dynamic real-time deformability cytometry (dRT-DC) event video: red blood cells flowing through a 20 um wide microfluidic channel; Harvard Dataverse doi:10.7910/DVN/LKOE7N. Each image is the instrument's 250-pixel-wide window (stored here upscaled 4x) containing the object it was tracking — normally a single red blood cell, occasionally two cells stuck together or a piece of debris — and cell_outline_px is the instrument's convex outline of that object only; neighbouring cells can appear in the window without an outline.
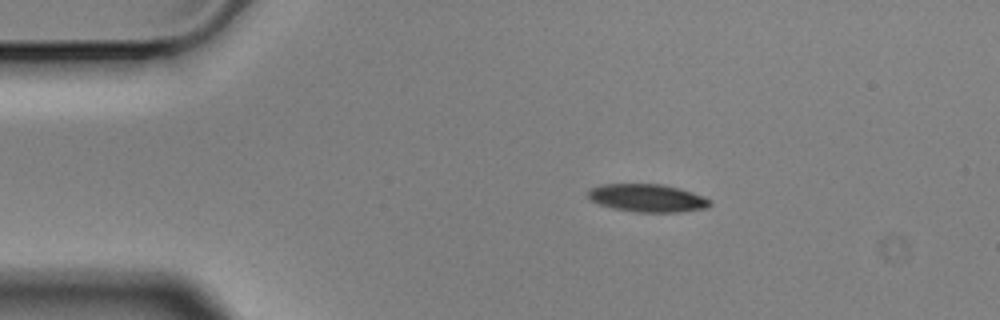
{"species": "Egyptian fruit bat (a non-hibernating species)", "species_latin": "Rousettus aegyptiacus", "temperature_condition": "cold", "stored_images_in_passage": 8, "camera_frame_rate_fps": 3000, "um_per_image_px": 0.085, "animal": {"sex": "male"}, "frame": {"image": 1, "passage_image": 1, "time_ms": 0.0, "image_size_px": [1000, 320], "cell_outline_px": [[712, 204], [708, 208], [680, 212], [636, 212], [612, 208], [600, 204], [592, 200], [588, 196], [588, 188], [600, 184], [664, 184], [680, 188], [704, 196], [712, 200]], "centroid_in_image_um": [55.06, 16.83], "position_along_channel_um": 29.9, "area_um2": 20.06}}
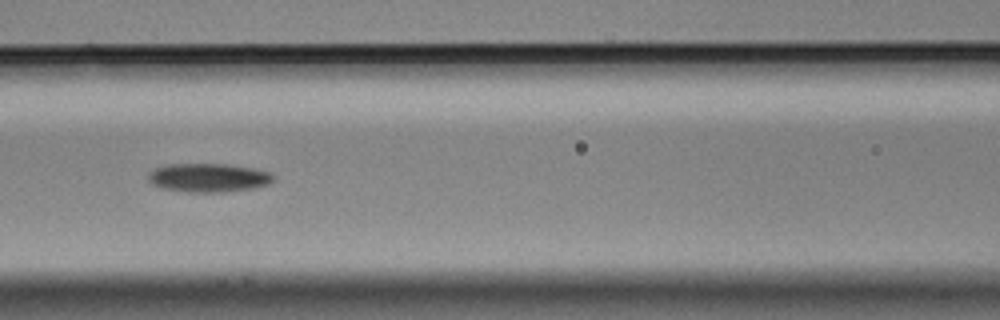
{"frame": {"image": 2, "passage_image": 5, "time_ms": 1.333, "image_size_px": [1000, 320], "cell_outline_px": [[272, 180], [268, 184], [252, 188], [224, 192], [188, 192], [164, 188], [152, 184], [148, 180], [148, 176], [156, 168], [168, 164], [224, 164], [252, 168], [272, 172]], "centroid_in_image_um": [17.72, 15.1], "position_along_channel_um": 148.9, "area_um2": 20.63}}
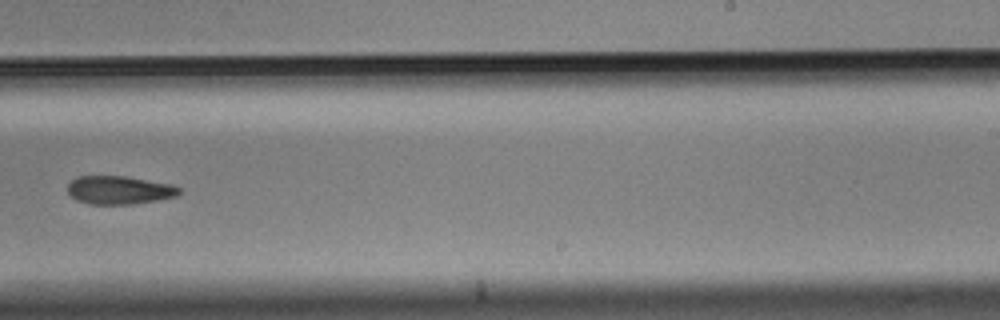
{"frame": {"image": 3, "passage_image": 8, "time_ms": 2.333, "image_size_px": [1000, 320], "cell_outline_px": [[180, 192], [176, 196], [156, 200], [132, 204], [88, 204], [76, 200], [68, 192], [68, 184], [76, 176], [124, 176], [172, 184], [180, 188]], "centroid_in_image_um": [10.11, 16.15], "position_along_channel_um": 278.9, "area_um2": 18.32}}